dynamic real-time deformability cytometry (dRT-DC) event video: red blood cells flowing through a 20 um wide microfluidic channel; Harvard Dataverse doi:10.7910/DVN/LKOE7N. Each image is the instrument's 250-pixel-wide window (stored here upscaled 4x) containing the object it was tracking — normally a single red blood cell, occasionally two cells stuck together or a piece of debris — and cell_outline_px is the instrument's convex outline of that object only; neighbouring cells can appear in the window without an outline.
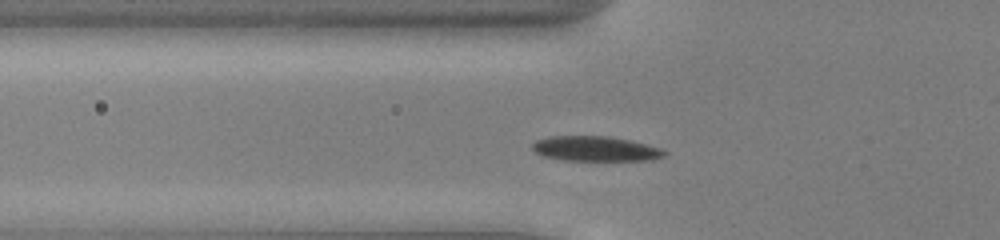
{"species": "common noctule bat (a hibernating species)", "species_latin": "Nyctalus noctula", "temperature_condition": "cold", "stored_images_in_passage": 43, "camera_frame_rate_fps": 3000, "um_per_image_px": 0.085, "animal": {"sex": "male", "body_mass_g": 13.0, "forearm_length_mm": 53.1}, "frame": {"image": 1, "passage_image": 9, "time_ms": 2.667, "image_size_px": [1000, 240], "cell_outline_px": [[668, 152], [664, 156], [652, 160], [564, 160], [544, 156], [536, 152], [532, 148], [532, 144], [536, 140], [548, 136], [612, 136], [660, 148]], "centroid_in_image_um": [50.6, 12.64], "position_along_channel_um": 75.2, "area_um2": 19.07}}
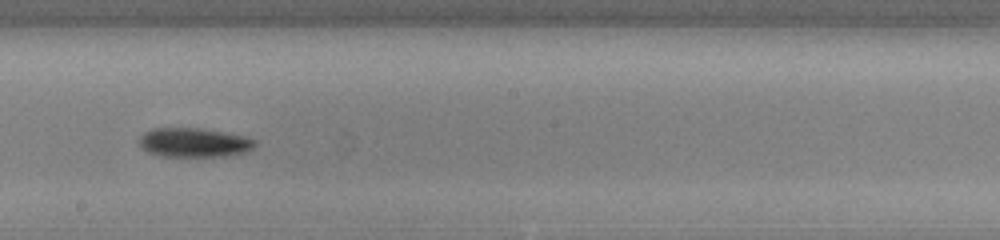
{"frame": {"image": 2, "passage_image": 21, "time_ms": 6.667, "image_size_px": [1000, 240], "cell_outline_px": [[256, 144], [252, 148], [244, 152], [224, 156], [160, 156], [148, 152], [136, 140], [144, 132], [152, 128], [200, 128], [248, 136], [256, 140]], "centroid_in_image_um": [16.48, 12.1], "position_along_channel_um": 231.7, "area_um2": 19.77}}
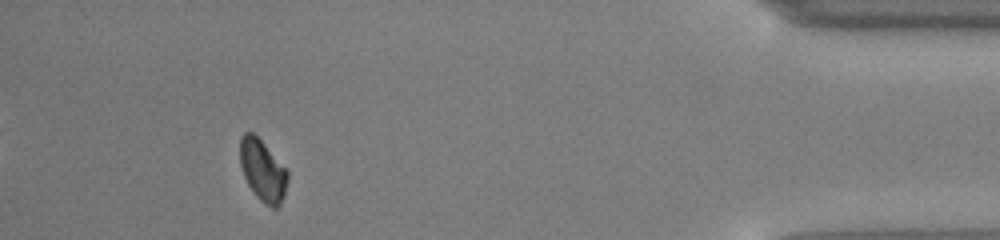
{"frame": {"image": 3, "passage_image": 39, "time_ms": 12.667, "image_size_px": [1000, 240], "cell_outline_px": [[288, 180], [284, 196], [280, 204], [276, 208], [272, 208], [264, 204], [256, 196], [248, 184], [244, 176], [240, 164], [240, 136], [244, 132], [252, 132], [264, 144], [288, 172]], "centroid_in_image_um": [22.32, 14.51], "position_along_channel_um": 412.9, "area_um2": 16.88}, "authors_computed_cell_mechanics": {"area_um2": 18.785, "velocity_mm_per_s": 3.9237, "shape_relaxation_time_tau1_ms": 1.7143, "shape_relaxation_time_tau2_ms": null, "deformation_change_tau1": 0.0722, "deformation_change_tau2": null}}